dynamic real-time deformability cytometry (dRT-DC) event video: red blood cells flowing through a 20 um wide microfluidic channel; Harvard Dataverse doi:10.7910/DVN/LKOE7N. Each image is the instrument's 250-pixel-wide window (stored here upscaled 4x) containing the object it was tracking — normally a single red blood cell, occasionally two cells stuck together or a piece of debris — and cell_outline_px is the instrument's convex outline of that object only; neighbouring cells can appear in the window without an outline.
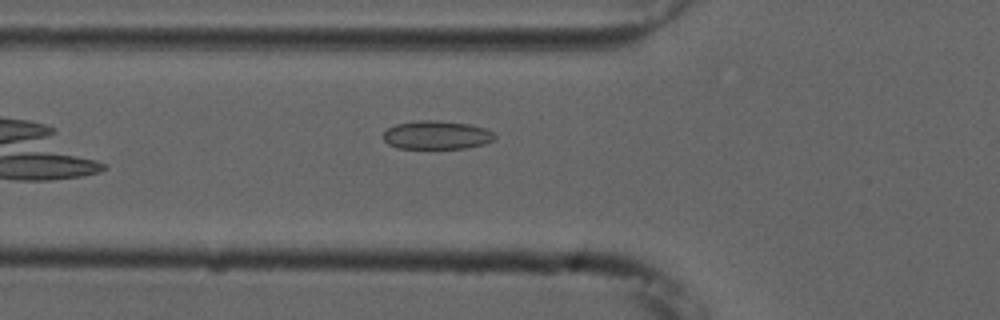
{"species": "common noctule bat (a hibernating species)", "species_latin": "Nyctalus noctula", "temperature_condition": "cold", "stored_images_in_passage": 33, "camera_frame_rate_fps": 3000, "um_per_image_px": 0.085, "animal": {"sex": "male", "forearm_length_mm": 52.5}, "frame": {"image": 1, "passage_image": 2, "time_ms": 0.333, "image_size_px": [1000, 320], "cell_outline_px": [[496, 136], [492, 140], [484, 144], [468, 148], [396, 148], [388, 144], [384, 140], [384, 132], [388, 128], [396, 124], [420, 120], [432, 120], [468, 124], [484, 128], [492, 132]], "centroid_in_image_um": [37.1, 11.48], "position_along_channel_um": 88.7, "area_um2": 18.32}}
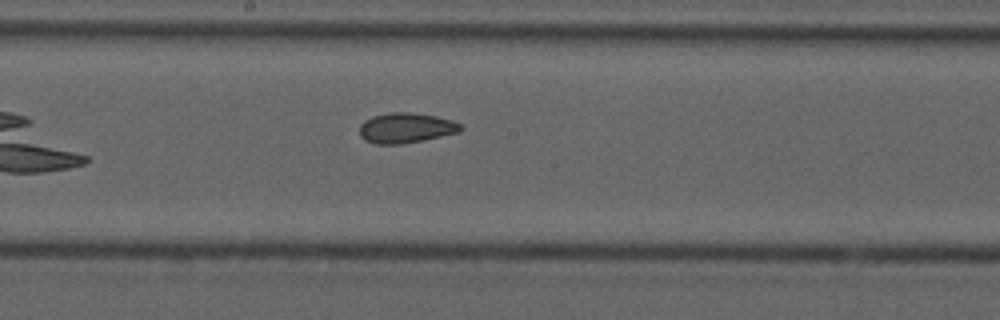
{"frame": {"image": 2, "passage_image": 12, "time_ms": 3.667, "image_size_px": [1000, 320], "cell_outline_px": [[464, 128], [460, 132], [400, 144], [376, 144], [364, 140], [360, 136], [360, 124], [364, 120], [372, 116], [388, 112], [412, 112], [436, 116], [452, 120], [460, 124]], "centroid_in_image_um": [34.48, 10.86], "position_along_channel_um": 213.7, "area_um2": 17.8}}
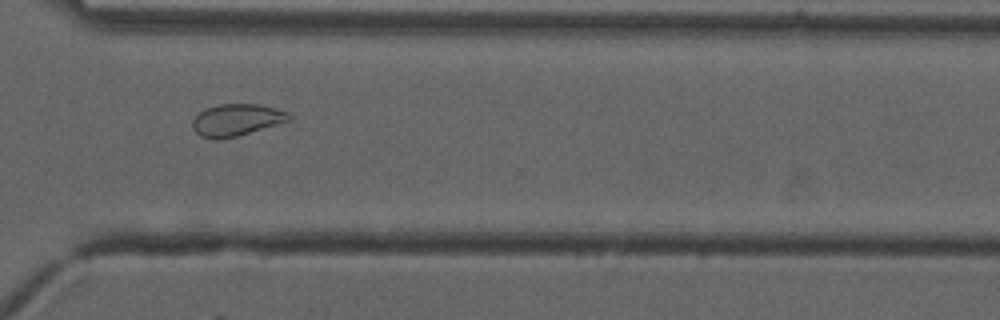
{"frame": {"image": 3, "passage_image": 23, "time_ms": 7.333, "image_size_px": [1000, 320], "cell_outline_px": [[292, 120], [236, 136], [220, 140], [212, 140], [200, 136], [192, 128], [192, 120], [204, 108], [220, 104], [256, 104], [276, 108], [288, 112], [292, 116]], "centroid_in_image_um": [20.09, 10.2], "position_along_channel_um": 350.5, "area_um2": 18.09}}